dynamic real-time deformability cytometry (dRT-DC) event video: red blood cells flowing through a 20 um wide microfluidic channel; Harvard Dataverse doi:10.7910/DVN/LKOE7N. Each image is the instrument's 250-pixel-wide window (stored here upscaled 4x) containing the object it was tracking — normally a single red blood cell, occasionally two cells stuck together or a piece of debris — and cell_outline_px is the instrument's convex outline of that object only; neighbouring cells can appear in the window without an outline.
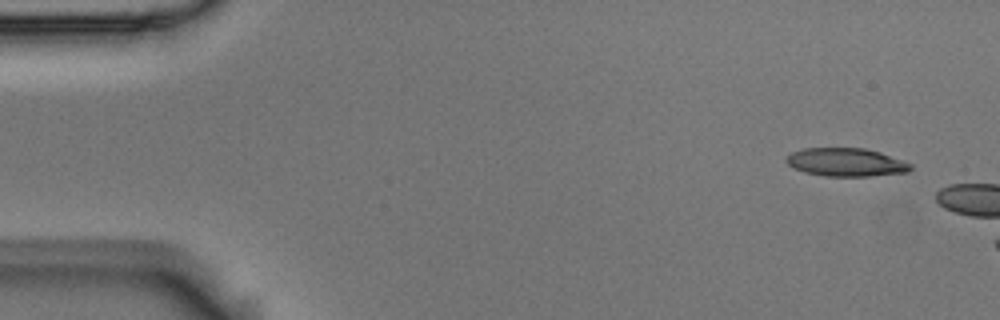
{"species": "Egyptian fruit bat (a non-hibernating species)", "species_latin": "Rousettus aegyptiacus", "temperature_condition": "room temperature", "stored_images_in_passage": 5, "camera_frame_rate_fps": 3000, "um_per_image_px": 0.085, "animal": {"sex": "male"}, "frame": {"image": 1, "passage_image": 1, "time_ms": 0.0, "image_size_px": [1000, 320], "cell_outline_px": [[912, 168], [908, 172], [868, 176], [824, 176], [804, 172], [792, 168], [784, 160], [792, 152], [804, 148], [864, 148], [880, 152], [912, 164]], "centroid_in_image_um": [71.89, 13.79], "position_along_channel_um": 13.1, "area_um2": 20.46}}